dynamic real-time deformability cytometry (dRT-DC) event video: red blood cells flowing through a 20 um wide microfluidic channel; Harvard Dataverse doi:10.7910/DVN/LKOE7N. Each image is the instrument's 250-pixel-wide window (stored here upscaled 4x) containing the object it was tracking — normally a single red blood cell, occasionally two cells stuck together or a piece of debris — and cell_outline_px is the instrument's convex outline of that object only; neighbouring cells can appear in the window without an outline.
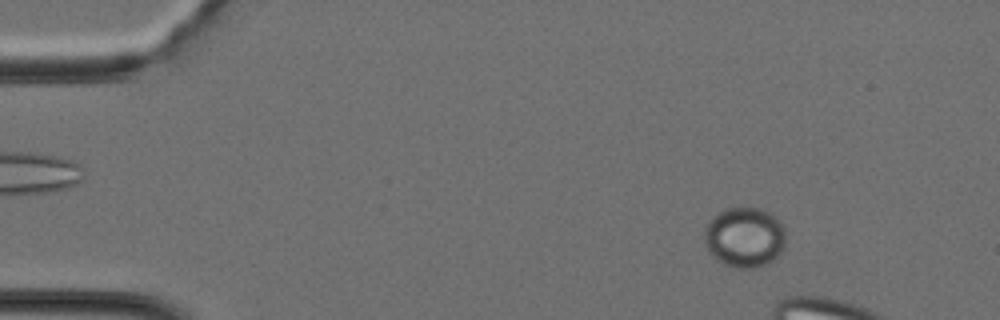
{"species": "Egyptian fruit bat (a non-hibernating species)", "species_latin": "Rousettus aegyptiacus", "temperature_condition": "cold", "stored_images_in_passage": 11, "camera_frame_rate_fps": 3000, "um_per_image_px": 0.085, "animal": {"sex": "female"}, "frame": {"image": 1, "passage_image": 5, "time_ms": 1.333, "image_size_px": [1000, 320], "cell_outline_px": [[784, 252], [768, 264], [760, 268], [736, 268], [724, 264], [716, 260], [708, 252], [704, 240], [704, 228], [708, 220], [712, 216], [724, 208], [760, 208], [772, 212], [780, 220], [784, 228]], "centroid_in_image_um": [63.29, 20.17], "position_along_channel_um": 21.7, "area_um2": 29.36}}